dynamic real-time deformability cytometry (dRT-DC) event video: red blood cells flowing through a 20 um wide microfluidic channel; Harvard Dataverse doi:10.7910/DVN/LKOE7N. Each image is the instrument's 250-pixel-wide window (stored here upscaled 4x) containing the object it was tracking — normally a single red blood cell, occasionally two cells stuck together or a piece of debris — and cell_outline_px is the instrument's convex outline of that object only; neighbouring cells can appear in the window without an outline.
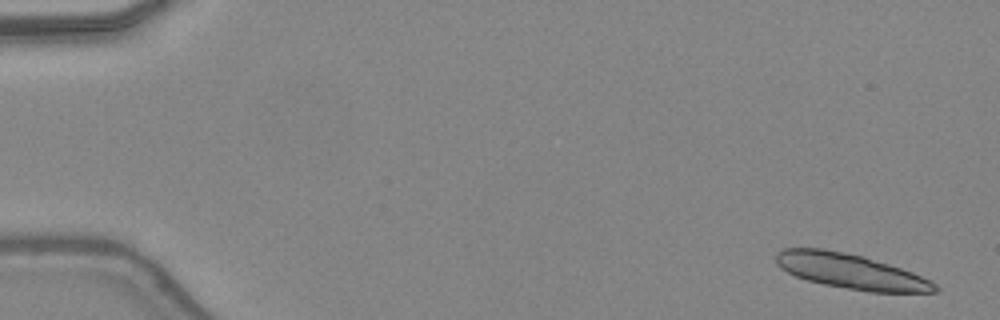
{"species": "common noctule bat (a hibernating species)", "species_latin": "Nyctalus noctula", "temperature_condition": "warm", "stored_images_in_passage": 25, "segment_of_instrument_passage": [1, 2], "camera_frame_rate_fps": 3000, "um_per_image_px": 0.085, "animal": {"sex": "female", "body_mass_g": 24.6, "forearm_length_mm": 56.2}, "frame": {"image": 1, "passage_image": 1, "time_ms": 0.0, "image_size_px": [1000, 320], "cell_outline_px": [[940, 292], [868, 292], [824, 284], [808, 280], [796, 276], [780, 268], [776, 264], [776, 252], [784, 248], [820, 248], [844, 252], [864, 256], [912, 272], [932, 280], [940, 288]], "centroid_in_image_um": [72.33, 23.06], "position_along_channel_um": 12.7, "area_um2": 32.43}}